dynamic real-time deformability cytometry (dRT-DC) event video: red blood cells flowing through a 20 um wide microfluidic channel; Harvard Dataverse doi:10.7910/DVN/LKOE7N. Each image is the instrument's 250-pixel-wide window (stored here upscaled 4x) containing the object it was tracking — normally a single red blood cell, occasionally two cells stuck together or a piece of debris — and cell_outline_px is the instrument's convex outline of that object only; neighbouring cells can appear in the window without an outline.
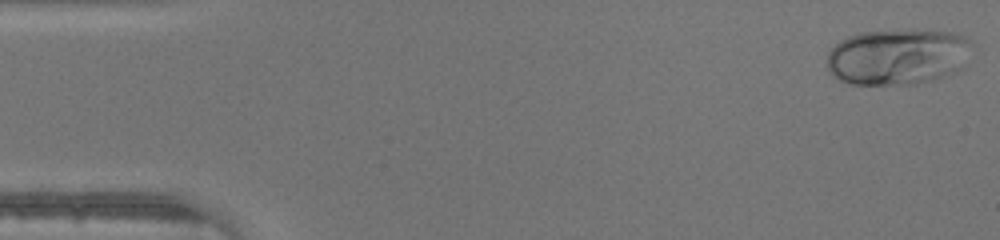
{"species": "human", "species_latin": "Homo sapiens", "temperature_condition": "warm", "stored_images_in_passage": 45, "camera_frame_rate_fps": 3000, "um_per_image_px": 0.085, "donor": {"sex": "male"}, "frame": {"image": 1, "passage_image": 1, "time_ms": 0.0, "image_size_px": [1000, 240], "cell_outline_px": [[972, 44], [964, 68], [944, 76], [932, 80], [916, 84], [852, 84], [840, 80], [832, 76], [828, 72], [828, 52], [840, 40], [848, 36], [860, 32], [952, 32], [964, 36], [972, 40]], "centroid_in_image_um": [76.31, 4.86], "position_along_channel_um": 8.7, "area_um2": 46.93}}
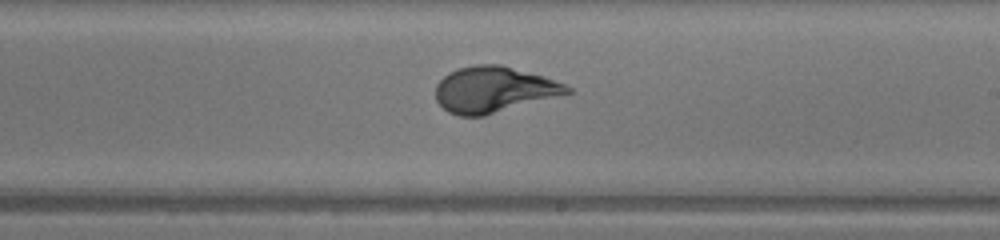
{"frame": {"image": 2, "passage_image": 26, "time_ms": 8.333, "image_size_px": [1000, 240], "cell_outline_px": [[572, 92], [484, 116], [460, 116], [448, 112], [436, 100], [436, 84], [448, 72], [460, 68], [476, 64], [500, 64], [544, 76], [564, 84], [572, 88]], "centroid_in_image_um": [41.95, 7.61], "position_along_channel_um": 247.1, "area_um2": 34.97}}
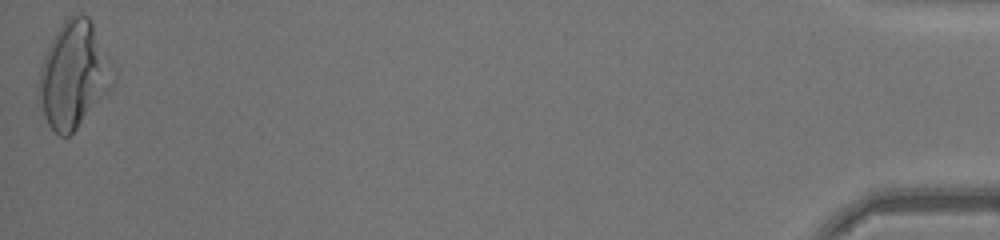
{"frame": {"image": 3, "passage_image": 45, "time_ms": 14.667, "image_size_px": [1000, 240], "cell_outline_px": [[112, 88], [76, 128], [68, 136], [60, 136], [48, 124], [44, 116], [40, 96], [40, 68], [44, 56], [56, 32], [64, 20], [68, 16], [88, 16], [92, 20], [112, 84]], "centroid_in_image_um": [6.19, 6.4], "position_along_channel_um": 429.0, "area_um2": 43.41}}